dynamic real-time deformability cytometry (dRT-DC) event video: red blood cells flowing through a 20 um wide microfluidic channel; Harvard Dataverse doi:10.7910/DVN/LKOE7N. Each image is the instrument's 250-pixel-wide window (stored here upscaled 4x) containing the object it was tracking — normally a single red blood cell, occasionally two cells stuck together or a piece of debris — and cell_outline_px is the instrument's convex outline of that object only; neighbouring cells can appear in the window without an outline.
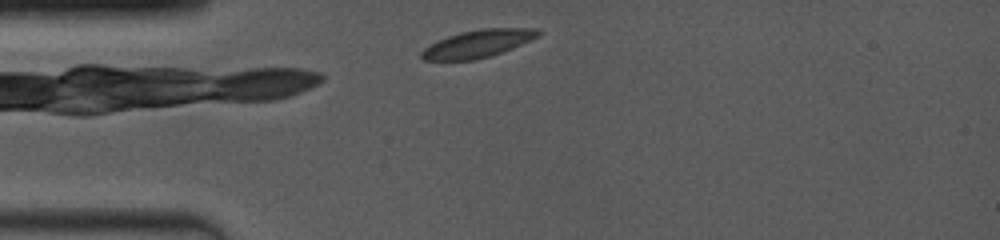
{"species": "common noctule bat (a hibernating species)", "species_latin": "Nyctalus noctula", "temperature_condition": "room temperature", "stored_images_in_passage": 11, "camera_frame_rate_fps": 4000, "um_per_image_px": 0.085, "animal": {"sex": "female", "body_mass_g": 19.0, "forearm_length_mm": 53.3}, "frame": {"image": 1, "passage_image": 2, "time_ms": 0.25, "image_size_px": [1000, 240], "cell_outline_px": [[540, 36], [512, 48], [476, 60], [424, 60], [420, 56], [420, 52], [424, 48], [448, 36], [460, 32], [484, 28], [536, 28], [540, 32]], "centroid_in_image_um": [40.62, 3.71], "position_along_channel_um": 44.4, "area_um2": 18.5}}
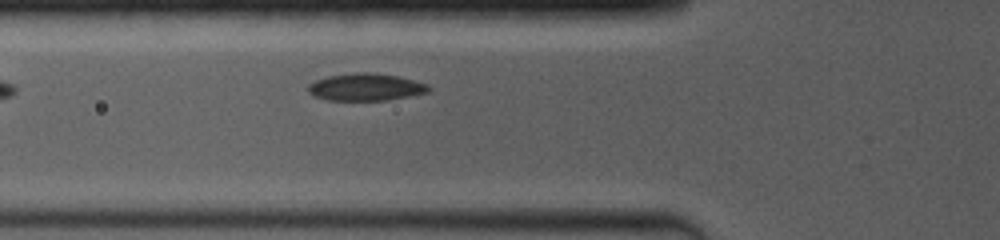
{"frame": {"image": 2, "passage_image": 9, "time_ms": 2.0, "image_size_px": [1000, 240], "cell_outline_px": [[432, 88], [428, 92], [408, 96], [384, 100], [328, 100], [312, 96], [308, 92], [308, 84], [316, 80], [328, 76], [356, 72], [372, 72], [396, 76], [428, 84]], "centroid_in_image_um": [31.05, 7.4], "position_along_channel_um": 94.7, "area_um2": 19.07}}